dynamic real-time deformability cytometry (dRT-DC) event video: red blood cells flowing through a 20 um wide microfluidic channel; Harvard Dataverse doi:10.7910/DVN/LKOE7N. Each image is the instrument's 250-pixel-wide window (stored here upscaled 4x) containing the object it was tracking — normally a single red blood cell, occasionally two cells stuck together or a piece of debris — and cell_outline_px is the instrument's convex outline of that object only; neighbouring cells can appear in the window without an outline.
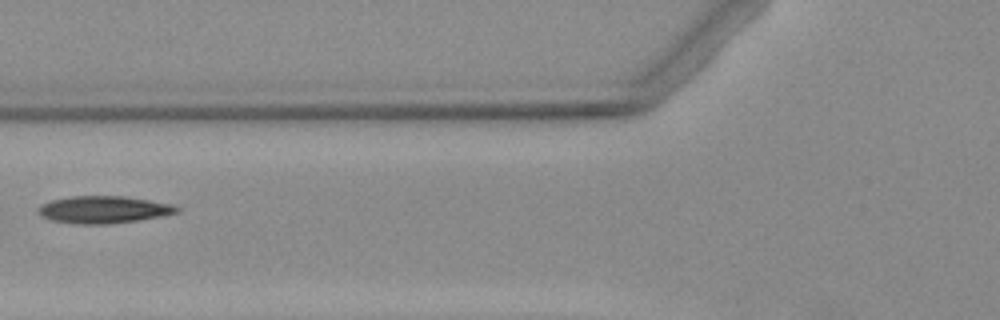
{"species": "Egyptian fruit bat (a non-hibernating species)", "species_latin": "Rousettus aegyptiacus", "temperature_condition": "warm", "stored_images_in_passage": 6, "camera_frame_rate_fps": 3000, "um_per_image_px": 0.085, "animal": {"sex": "female"}, "frame": {"image": 1, "passage_image": 5, "time_ms": 6.0, "image_size_px": [1000, 320], "cell_outline_px": [[180, 212], [160, 216], [136, 220], [108, 224], [80, 224], [52, 220], [40, 216], [36, 212], [36, 208], [40, 204], [52, 200], [72, 196], [124, 196], [172, 204], [180, 208]], "centroid_in_image_um": [8.76, 17.81], "position_along_channel_um": 117.0, "area_um2": 21.96}}
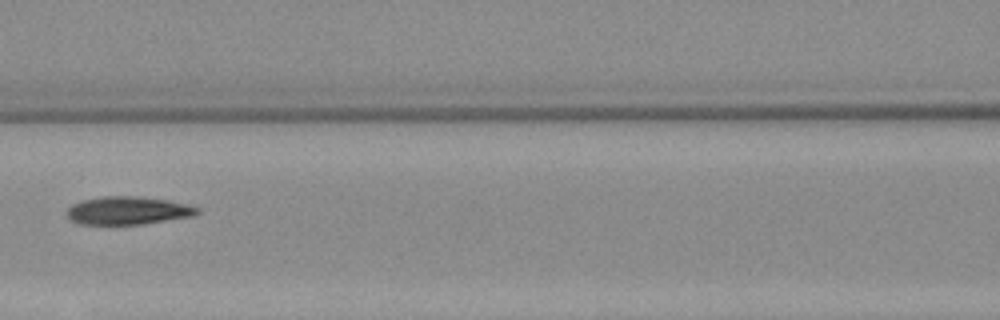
{"frame": {"image": 2, "passage_image": 6, "time_ms": 7.0, "image_size_px": [1000, 320], "cell_outline_px": [[200, 212], [192, 216], [140, 224], [80, 224], [72, 220], [68, 216], [68, 208], [72, 204], [84, 200], [104, 196], [132, 196], [164, 200], [184, 204], [200, 208]], "centroid_in_image_um": [10.85, 17.9], "position_along_channel_um": 155.7, "area_um2": 20.75}}